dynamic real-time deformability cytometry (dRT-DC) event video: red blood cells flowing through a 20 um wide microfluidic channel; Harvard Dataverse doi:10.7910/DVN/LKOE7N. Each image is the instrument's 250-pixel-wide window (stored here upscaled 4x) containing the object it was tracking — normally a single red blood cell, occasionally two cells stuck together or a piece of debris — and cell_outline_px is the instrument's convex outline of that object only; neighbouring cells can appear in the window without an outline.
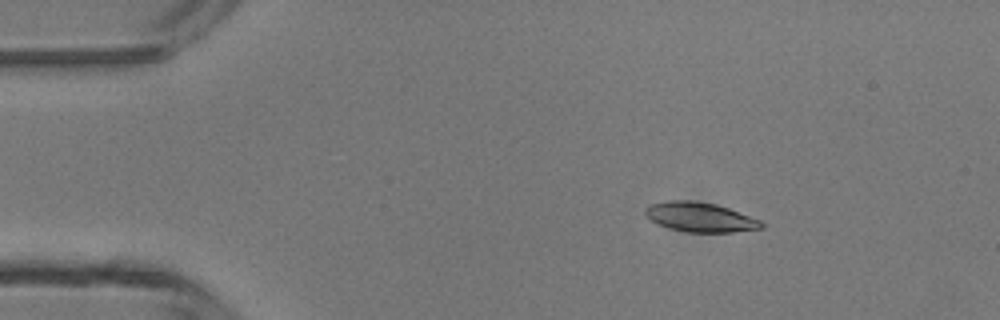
{"species": "common noctule bat (a hibernating species)", "species_latin": "Nyctalus noctula", "temperature_condition": "room temperature", "stored_images_in_passage": 4, "camera_frame_rate_fps": 3000, "um_per_image_px": 0.085, "animal": {"sex": "male", "body_mass_g": 13.3}, "frame": {"image": 1, "passage_image": 3, "time_ms": 2.333, "image_size_px": [1000, 320], "cell_outline_px": [[764, 228], [732, 232], [688, 232], [672, 228], [660, 224], [644, 216], [644, 208], [648, 204], [668, 200], [692, 200], [716, 204], [728, 208], [760, 220], [764, 224]], "centroid_in_image_um": [59.48, 18.44], "position_along_channel_um": 25.5, "area_um2": 19.94}}